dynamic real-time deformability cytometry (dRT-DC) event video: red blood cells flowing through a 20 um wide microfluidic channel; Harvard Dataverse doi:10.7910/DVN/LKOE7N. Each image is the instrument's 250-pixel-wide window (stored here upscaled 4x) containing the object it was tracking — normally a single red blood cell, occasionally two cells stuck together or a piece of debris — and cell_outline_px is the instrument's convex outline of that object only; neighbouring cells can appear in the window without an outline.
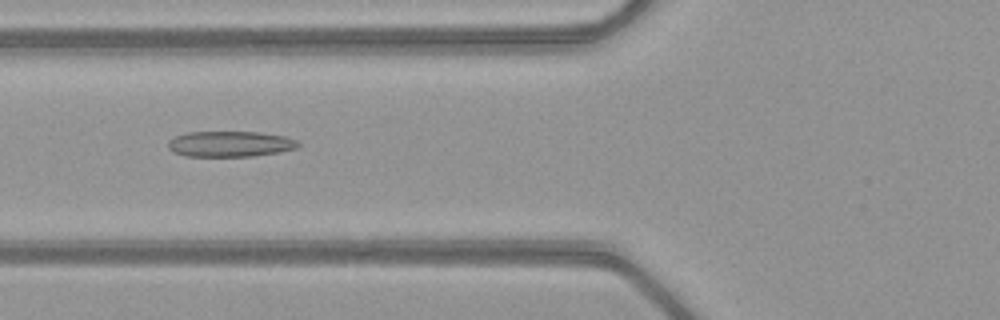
{"species": "common noctule bat (a hibernating species)", "species_latin": "Nyctalus noctula", "temperature_condition": "warm", "stored_images_in_passage": 52, "camera_frame_rate_fps": 3000, "um_per_image_px": 0.085, "animal": {"sex": "female", "body_mass_g": 21.9}, "frame": {"image": 1, "passage_image": 21, "time_ms": 6.667, "image_size_px": [1000, 320], "cell_outline_px": [[300, 144], [296, 148], [280, 152], [252, 156], [184, 156], [172, 152], [168, 148], [168, 140], [176, 136], [188, 132], [260, 132], [284, 136], [296, 140]], "centroid_in_image_um": [19.53, 12.24], "position_along_channel_um": 106.3, "area_um2": 19.48}}
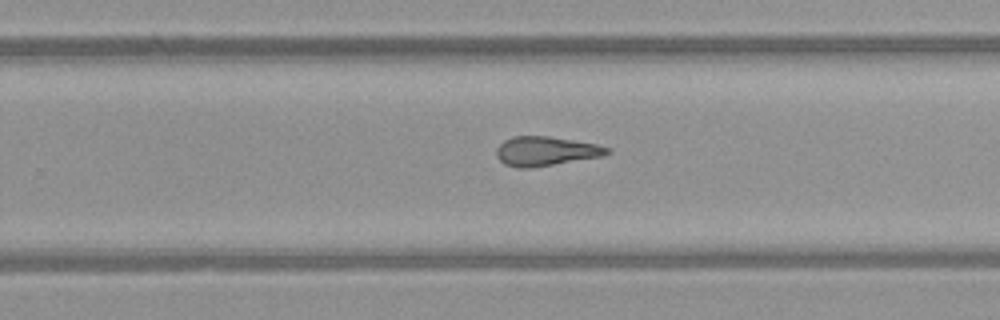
{"frame": {"image": 2, "passage_image": 34, "time_ms": 11.0, "image_size_px": [1000, 320], "cell_outline_px": [[612, 152], [604, 156], [532, 168], [516, 168], [504, 164], [496, 156], [496, 148], [504, 140], [512, 136], [548, 136], [596, 144], [612, 148]], "centroid_in_image_um": [46.4, 12.86], "position_along_channel_um": 283.4, "area_um2": 19.13}}
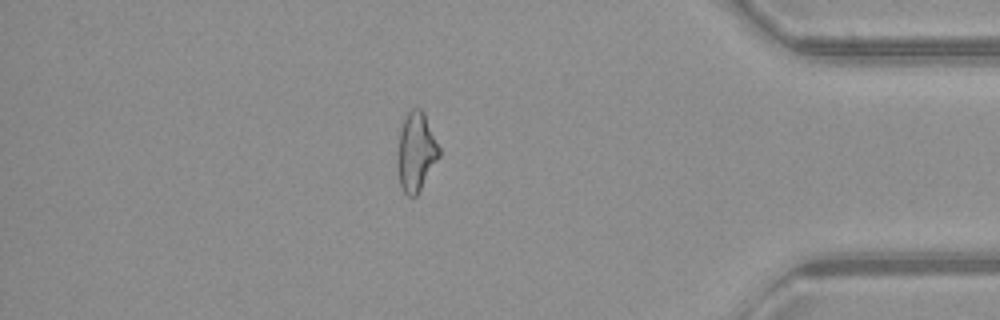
{"frame": {"image": 3, "passage_image": 45, "time_ms": 14.667, "image_size_px": [1000, 320], "cell_outline_px": [[440, 156], [416, 196], [408, 196], [400, 188], [396, 172], [396, 156], [400, 128], [404, 116], [412, 108], [420, 108], [424, 112], [440, 148]], "centroid_in_image_um": [35.32, 12.91], "position_along_channel_um": 399.9, "area_um2": 19.59}, "authors_computed_cell_mechanics": {"area_um2": 20.2589, "velocity_mm_per_s": 4.0806, "shape_relaxation_time_tau1_ms": null, "shape_relaxation_time_tau2_ms": 2.3442, "deformation_change_tau1": null, "deformation_change_tau2": 0.1259}}